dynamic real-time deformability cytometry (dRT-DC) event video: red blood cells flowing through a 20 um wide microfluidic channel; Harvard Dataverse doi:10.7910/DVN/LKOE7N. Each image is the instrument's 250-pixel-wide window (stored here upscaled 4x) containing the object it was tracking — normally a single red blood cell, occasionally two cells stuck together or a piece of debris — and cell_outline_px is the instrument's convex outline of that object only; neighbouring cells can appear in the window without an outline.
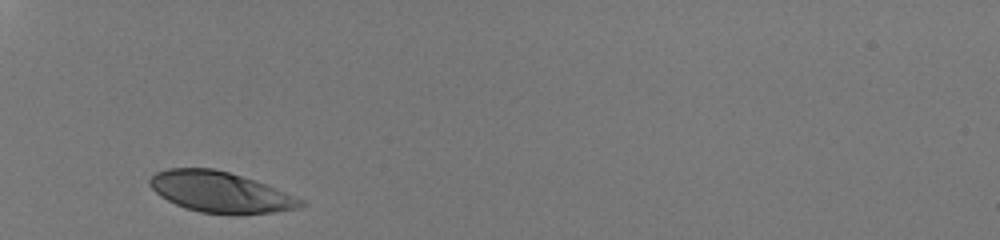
{"species": "human", "species_latin": "Homo sapiens", "temperature_condition": "room temperature", "stored_images_in_passage": 28, "camera_frame_rate_fps": 3000, "um_per_image_px": 0.085, "donor": {"sex": "male"}, "frame": {"image": 1, "passage_image": 1, "time_ms": 0.0, "image_size_px": [1000, 240], "cell_outline_px": [[308, 204], [296, 208], [276, 212], [240, 216], [232, 216], [200, 212], [184, 208], [160, 196], [148, 184], [148, 180], [156, 172], [168, 168], [212, 168], [228, 172], [256, 180], [276, 188], [304, 200]], "centroid_in_image_um": [18.75, 16.35], "position_along_channel_um": 66.2, "area_um2": 36.36}}
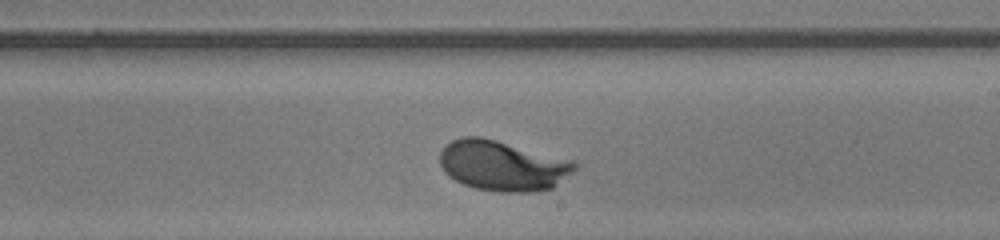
{"frame": {"image": 2, "passage_image": 16, "time_ms": 5.0, "image_size_px": [1000, 240], "cell_outline_px": [[580, 164], [572, 172], [552, 188], [532, 192], [500, 192], [476, 188], [464, 184], [448, 176], [444, 172], [440, 164], [440, 152], [452, 140], [464, 136], [480, 136], [496, 140], [572, 160]], "centroid_in_image_um": [42.72, 14.08], "position_along_channel_um": 246.3, "area_um2": 39.3}}
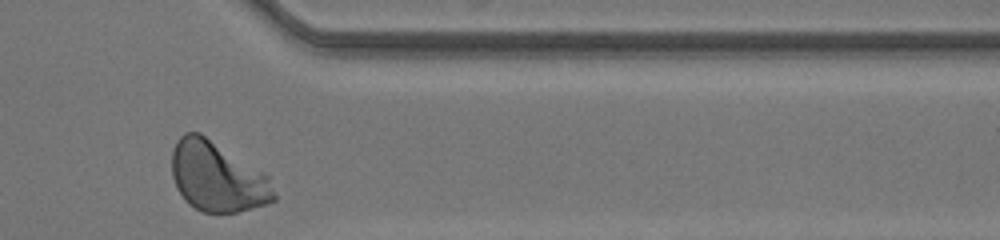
{"frame": {"image": 3, "passage_image": 27, "time_ms": 8.667, "image_size_px": [1000, 240], "cell_outline_px": [[276, 200], [268, 204], [236, 212], [200, 212], [188, 204], [184, 200], [176, 188], [172, 176], [172, 152], [176, 140], [184, 132], [200, 132], [264, 172], [268, 176], [276, 196]], "centroid_in_image_um": [18.45, 15.03], "position_along_channel_um": 392.9, "area_um2": 41.85}, "authors_computed_cell_mechanics": {"area_um2": 38.0902, "velocity_mm_per_s": 4.028, "shape_relaxation_time_tau1_ms": 2.1058, "shape_relaxation_time_tau2_ms": null, "deformation_change_tau1": 0.1507, "deformation_change_tau2": null}}